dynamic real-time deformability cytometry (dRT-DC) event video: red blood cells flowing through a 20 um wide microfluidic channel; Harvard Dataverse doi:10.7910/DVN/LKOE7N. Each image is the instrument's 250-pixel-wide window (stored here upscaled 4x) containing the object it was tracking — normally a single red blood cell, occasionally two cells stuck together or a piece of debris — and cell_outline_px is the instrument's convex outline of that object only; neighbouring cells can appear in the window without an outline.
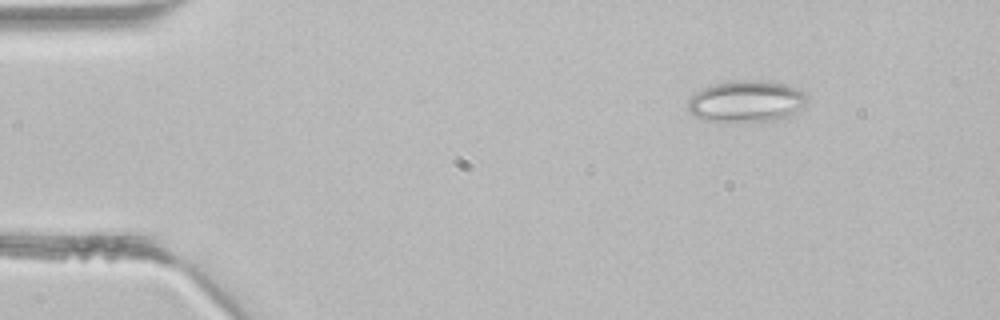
{"species": "common noctule bat (a hibernating species)", "species_latin": "Nyctalus noctula", "temperature_condition": "room temperature", "stored_images_in_passage": 3, "camera_frame_rate_fps": 3000, "um_per_image_px": 0.085, "animal": {"sex": "male", "body_mass_g": 21.5, "forearm_length_mm": 52.0}, "frame": {"image": 1, "passage_image": 3, "time_ms": 0.667, "image_size_px": [1000, 320], "cell_outline_px": [[808, 100], [792, 116], [776, 120], [732, 124], [704, 120], [692, 116], [688, 112], [688, 100], [696, 92], [712, 84], [728, 80], [764, 80], [784, 84], [804, 92], [808, 96]], "centroid_in_image_um": [63.4, 8.65], "position_along_channel_um": 21.6, "area_um2": 29.82}}